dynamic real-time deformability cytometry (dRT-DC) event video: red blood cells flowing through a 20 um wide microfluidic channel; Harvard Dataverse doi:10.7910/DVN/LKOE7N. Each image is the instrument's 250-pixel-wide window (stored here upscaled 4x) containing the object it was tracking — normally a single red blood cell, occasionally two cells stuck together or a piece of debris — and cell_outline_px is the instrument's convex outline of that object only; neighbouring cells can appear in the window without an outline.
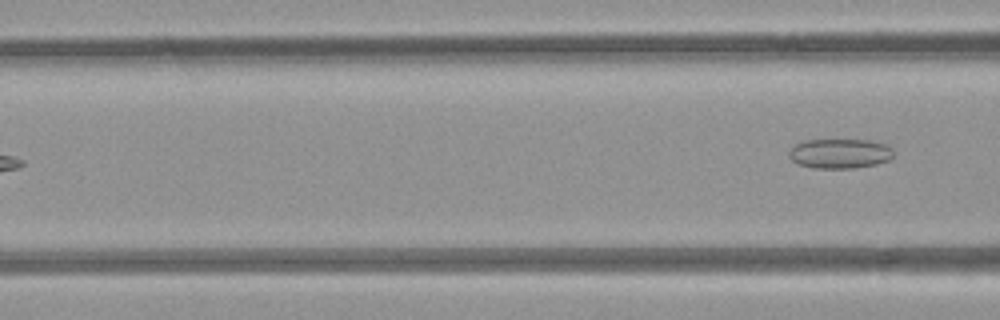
{"species": "common noctule bat (a hibernating species)", "species_latin": "Nyctalus noctula", "temperature_condition": "room temperature", "stored_images_in_passage": 4, "camera_frame_rate_fps": 3000, "um_per_image_px": 0.085, "animal": {"sex": "female", "body_mass_g": 21.9}, "frame": {"image": 1, "passage_image": 4, "time_ms": 3.667, "image_size_px": [1000, 320], "cell_outline_px": [[892, 156], [888, 160], [876, 164], [852, 168], [812, 168], [796, 164], [788, 156], [788, 152], [796, 144], [804, 140], [868, 140], [884, 144], [892, 148]], "centroid_in_image_um": [71.34, 13.06], "position_along_channel_um": 95.3, "area_um2": 18.03}}